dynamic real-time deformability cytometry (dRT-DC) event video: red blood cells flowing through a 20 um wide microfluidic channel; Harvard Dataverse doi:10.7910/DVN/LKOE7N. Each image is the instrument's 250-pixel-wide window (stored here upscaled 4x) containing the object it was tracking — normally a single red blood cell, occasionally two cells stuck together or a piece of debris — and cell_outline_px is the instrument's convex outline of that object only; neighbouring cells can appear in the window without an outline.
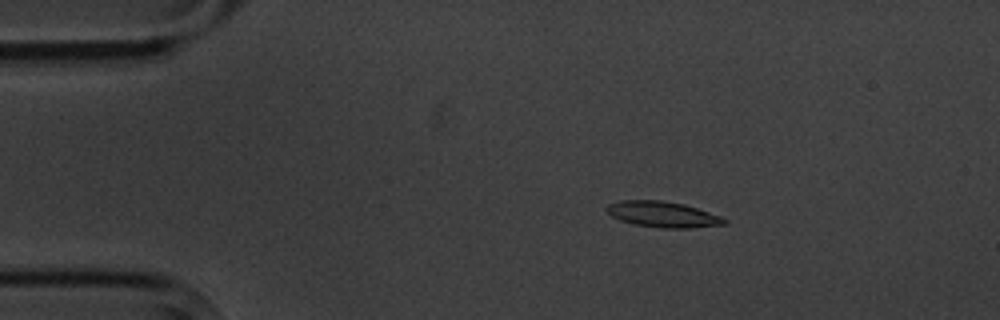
{"species": "common noctule bat (a hibernating species)", "species_latin": "Nyctalus noctula", "temperature_condition": "cold", "stored_images_in_passage": 7, "camera_frame_rate_fps": 3000, "um_per_image_px": 0.085, "animal": {"sex": "male", "body_mass_g": 20.1, "forearm_length_mm": 53.5}, "frame": {"image": 1, "passage_image": 3, "time_ms": 2.333, "image_size_px": [1000, 320], "cell_outline_px": [[728, 224], [692, 228], [660, 228], [632, 224], [620, 220], [612, 216], [604, 208], [608, 204], [620, 200], [660, 200], [684, 204], [720, 216], [728, 220]], "centroid_in_image_um": [56.33, 18.23], "position_along_channel_um": 28.7, "area_um2": 17.8}}
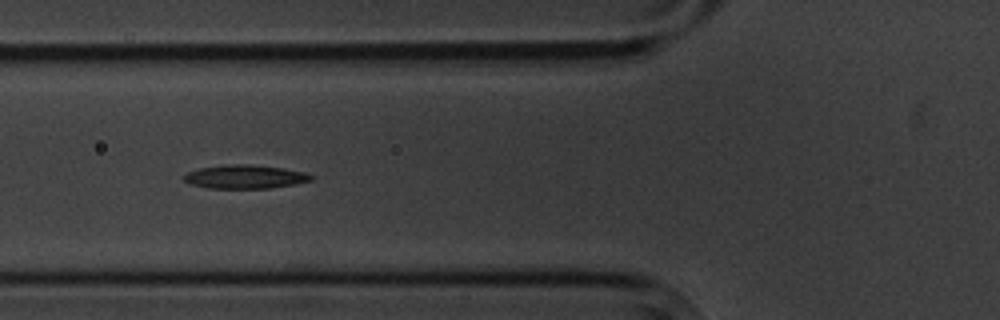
{"frame": {"image": 2, "passage_image": 6, "time_ms": 6.0, "image_size_px": [1000, 320], "cell_outline_px": [[312, 180], [296, 184], [272, 188], [208, 188], [188, 184], [180, 176], [188, 172], [200, 168], [224, 164], [248, 164], [284, 168], [304, 172], [312, 176]], "centroid_in_image_um": [20.78, 15.02], "position_along_channel_um": 105.0, "area_um2": 17.69}}
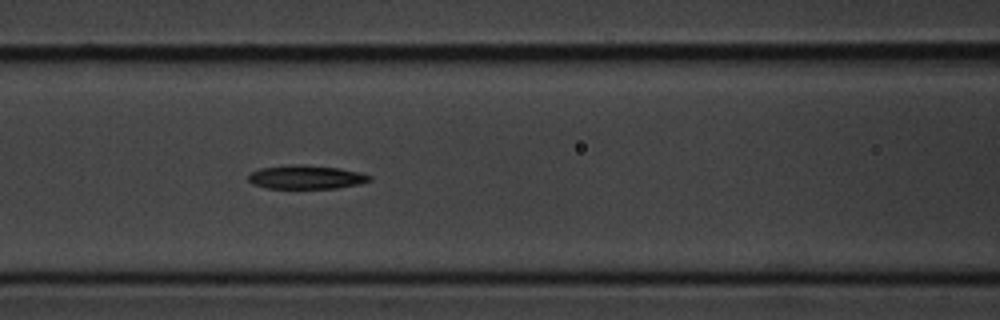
{"frame": {"image": 3, "passage_image": 7, "time_ms": 7.0, "image_size_px": [1000, 320], "cell_outline_px": [[372, 180], [360, 184], [336, 188], [268, 188], [252, 184], [248, 180], [248, 176], [252, 172], [260, 168], [292, 164], [300, 164], [340, 168], [360, 172], [372, 176]], "centroid_in_image_um": [26.04, 15.05], "position_along_channel_um": 140.6, "area_um2": 16.82}}